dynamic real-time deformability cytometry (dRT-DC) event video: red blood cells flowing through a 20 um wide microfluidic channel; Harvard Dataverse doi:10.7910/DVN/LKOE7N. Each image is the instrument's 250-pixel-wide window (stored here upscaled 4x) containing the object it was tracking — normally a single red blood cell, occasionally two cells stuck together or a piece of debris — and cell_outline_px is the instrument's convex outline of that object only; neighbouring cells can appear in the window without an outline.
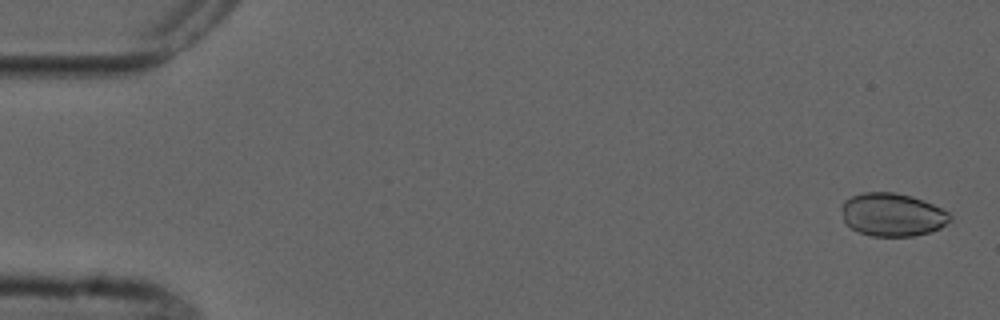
{"species": "common noctule bat (a hibernating species)", "species_latin": "Nyctalus noctula", "temperature_condition": "cold", "stored_images_in_passage": 5, "camera_frame_rate_fps": 3000, "um_per_image_px": 0.085, "animal": {"sex": "male", "forearm_length_mm": 52.5}, "frame": {"image": 1, "passage_image": 1, "time_ms": 0.0, "image_size_px": [1000, 320], "cell_outline_px": [[952, 220], [940, 228], [932, 232], [912, 236], [872, 236], [860, 232], [852, 228], [844, 220], [840, 208], [844, 200], [852, 196], [864, 192], [892, 192], [912, 196], [932, 204], [948, 212], [952, 216]], "centroid_in_image_um": [75.86, 18.25], "position_along_channel_um": 9.1, "area_um2": 27.28}}